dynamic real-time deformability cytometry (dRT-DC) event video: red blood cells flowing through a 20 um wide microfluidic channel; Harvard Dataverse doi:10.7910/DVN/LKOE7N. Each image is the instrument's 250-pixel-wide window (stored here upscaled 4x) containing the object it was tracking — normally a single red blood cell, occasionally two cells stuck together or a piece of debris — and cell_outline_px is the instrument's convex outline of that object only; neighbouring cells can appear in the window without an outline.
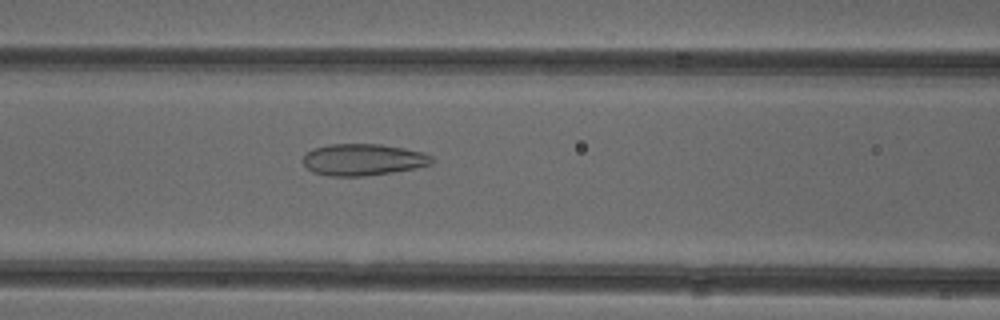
{"species": "common noctule bat (a hibernating species)", "species_latin": "Nyctalus noctula", "temperature_condition": "cold", "stored_images_in_passage": 47, "camera_frame_rate_fps": 3000, "um_per_image_px": 0.085, "animal": {"sex": "female"}, "frame": {"image": 1, "passage_image": 17, "time_ms": 5.333, "image_size_px": [1000, 320], "cell_outline_px": [[436, 160], [432, 164], [416, 168], [392, 172], [364, 176], [328, 176], [312, 172], [304, 164], [304, 156], [312, 148], [328, 144], [380, 144], [404, 148], [424, 152], [432, 156]], "centroid_in_image_um": [30.89, 13.57], "position_along_channel_um": 135.7, "area_um2": 23.93}}
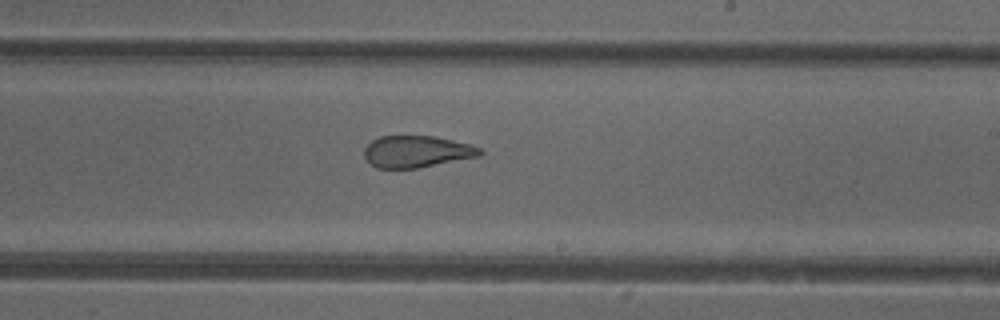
{"frame": {"image": 2, "passage_image": 26, "time_ms": 8.333, "image_size_px": [1000, 320], "cell_outline_px": [[484, 152], [480, 156], [416, 168], [376, 168], [364, 156], [364, 148], [372, 140], [380, 136], [432, 136], [472, 144], [480, 148]], "centroid_in_image_um": [35.43, 12.88], "position_along_channel_um": 253.6, "area_um2": 21.33}}
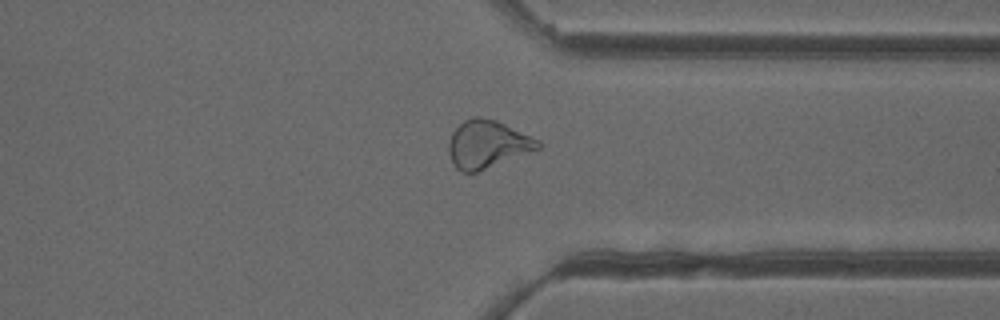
{"frame": {"image": 3, "passage_image": 35, "time_ms": 11.333, "image_size_px": [1000, 320], "cell_outline_px": [[540, 148], [476, 172], [460, 172], [452, 164], [448, 152], [448, 144], [452, 132], [464, 120], [472, 116], [480, 116], [496, 120], [540, 140]], "centroid_in_image_um": [41.39, 12.25], "position_along_channel_um": 370.0, "area_um2": 24.74}, "authors_computed_cell_mechanics": {"area_um2": 25.4898, "velocity_mm_per_s": 3.9314, "shape_relaxation_time_tau1_ms": null, "shape_relaxation_time_tau2_ms": 1.516, "deformation_change_tau1": null, "deformation_change_tau2": 0.1026}}